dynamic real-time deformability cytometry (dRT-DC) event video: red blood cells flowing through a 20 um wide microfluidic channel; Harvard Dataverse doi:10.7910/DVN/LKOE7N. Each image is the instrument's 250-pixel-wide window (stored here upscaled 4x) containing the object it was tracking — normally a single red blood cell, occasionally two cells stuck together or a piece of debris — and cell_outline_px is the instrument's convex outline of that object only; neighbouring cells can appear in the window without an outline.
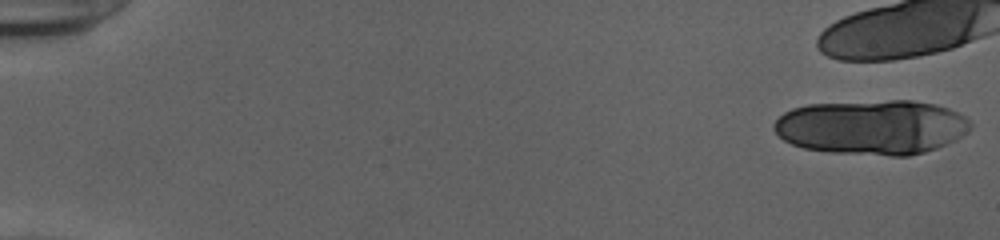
{"species": "human", "species_latin": "Homo sapiens", "temperature_condition": "cold", "stored_images_in_passage": 13, "camera_frame_rate_fps": 3000, "um_per_image_px": 0.085, "donor": {"sex": "female"}, "frame": {"image": 1, "passage_image": 1, "time_ms": 0.0, "image_size_px": [1000, 240], "cell_outline_px": [[972, 124], [968, 132], [956, 140], [936, 148], [924, 152], [908, 156], [892, 156], [832, 152], [804, 148], [792, 144], [784, 140], [772, 128], [772, 124], [784, 112], [792, 108], [808, 104], [892, 100], [912, 100], [936, 104], [948, 108], [964, 116]], "centroid_in_image_um": [74.11, 10.8], "position_along_channel_um": 10.9, "area_um2": 62.77}}